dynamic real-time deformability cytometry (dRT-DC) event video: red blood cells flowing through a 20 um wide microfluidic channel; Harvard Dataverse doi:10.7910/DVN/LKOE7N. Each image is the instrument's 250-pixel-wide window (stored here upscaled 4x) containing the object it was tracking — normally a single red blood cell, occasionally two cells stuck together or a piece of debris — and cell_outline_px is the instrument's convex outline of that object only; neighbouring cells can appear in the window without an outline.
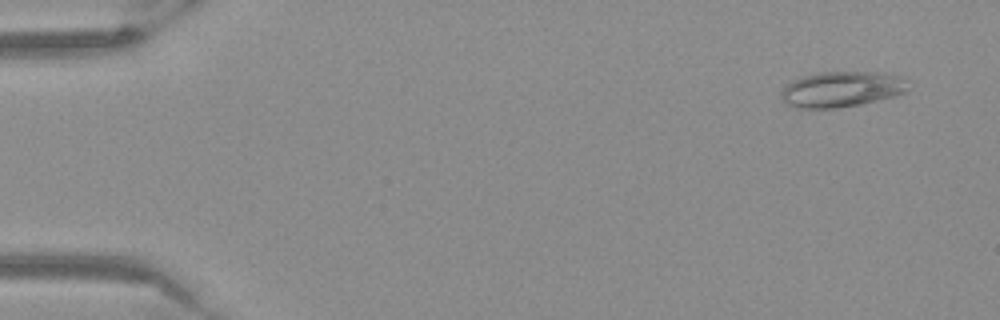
{"species": "Egyptian fruit bat (a non-hibernating species)", "species_latin": "Rousettus aegyptiacus", "temperature_condition": "warm", "stored_images_in_passage": 54, "camera_frame_rate_fps": 3000, "um_per_image_px": 0.085, "frame": {"image": 1, "passage_image": 4, "time_ms": 1.0, "image_size_px": [1000, 320], "cell_outline_px": [[908, 92], [860, 104], [836, 108], [792, 108], [780, 96], [780, 92], [788, 84], [804, 76], [820, 72], [884, 72], [896, 76], [908, 88]], "centroid_in_image_um": [71.49, 7.59], "position_along_channel_um": 13.5, "area_um2": 25.84}}
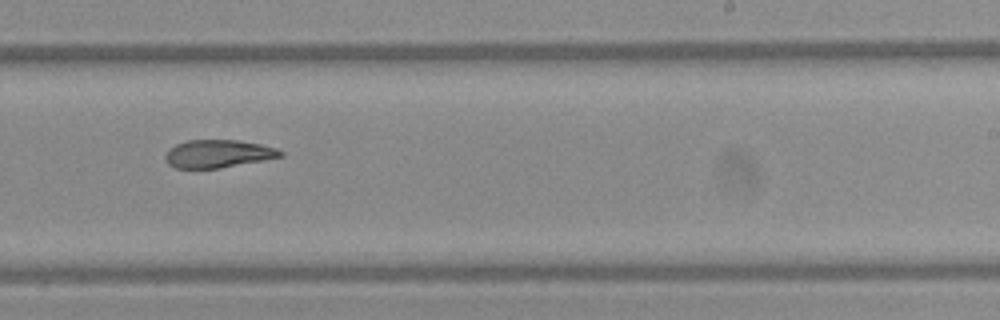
{"frame": {"image": 2, "passage_image": 34, "time_ms": 11.0, "image_size_px": [1000, 320], "cell_outline_px": [[284, 156], [220, 168], [176, 168], [168, 164], [164, 156], [168, 148], [176, 144], [188, 140], [236, 140], [260, 144], [276, 148], [284, 152]], "centroid_in_image_um": [18.52, 13.06], "position_along_channel_um": 270.5, "area_um2": 18.67}}
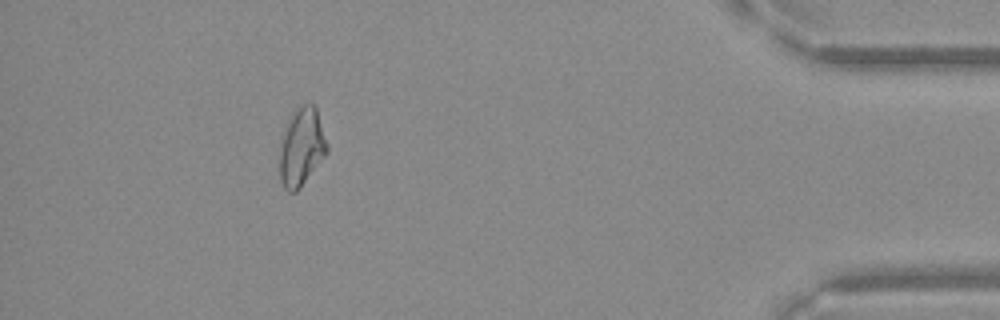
{"frame": {"image": 3, "passage_image": 49, "time_ms": 16.0, "image_size_px": [1000, 320], "cell_outline_px": [[328, 152], [300, 188], [296, 192], [288, 192], [284, 188], [280, 180], [280, 136], [292, 112], [304, 104], [312, 104], [316, 108], [328, 148]], "centroid_in_image_um": [25.6, 12.52], "position_along_channel_um": 409.6, "area_um2": 21.5}}